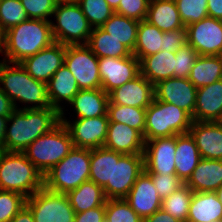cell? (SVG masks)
Wrapping results in <instances>:
<instances>
[{
  "label": "cell",
  "instance_id": "1",
  "mask_svg": "<svg viewBox=\"0 0 222 222\" xmlns=\"http://www.w3.org/2000/svg\"><path fill=\"white\" fill-rule=\"evenodd\" d=\"M4 151L23 152L33 141L51 131L61 122V112L55 108L15 109L8 116Z\"/></svg>",
  "mask_w": 222,
  "mask_h": 222
},
{
  "label": "cell",
  "instance_id": "2",
  "mask_svg": "<svg viewBox=\"0 0 222 222\" xmlns=\"http://www.w3.org/2000/svg\"><path fill=\"white\" fill-rule=\"evenodd\" d=\"M54 42L51 21L28 19L5 32L4 61L20 63Z\"/></svg>",
  "mask_w": 222,
  "mask_h": 222
},
{
  "label": "cell",
  "instance_id": "3",
  "mask_svg": "<svg viewBox=\"0 0 222 222\" xmlns=\"http://www.w3.org/2000/svg\"><path fill=\"white\" fill-rule=\"evenodd\" d=\"M0 62L1 89L12 101L15 109L16 101L34 104L22 109H46L52 108L47 96V84L34 79L29 75L20 63H14L12 67L7 61Z\"/></svg>",
  "mask_w": 222,
  "mask_h": 222
},
{
  "label": "cell",
  "instance_id": "4",
  "mask_svg": "<svg viewBox=\"0 0 222 222\" xmlns=\"http://www.w3.org/2000/svg\"><path fill=\"white\" fill-rule=\"evenodd\" d=\"M43 187V174L23 152L1 150L0 190L17 192L29 198Z\"/></svg>",
  "mask_w": 222,
  "mask_h": 222
},
{
  "label": "cell",
  "instance_id": "5",
  "mask_svg": "<svg viewBox=\"0 0 222 222\" xmlns=\"http://www.w3.org/2000/svg\"><path fill=\"white\" fill-rule=\"evenodd\" d=\"M91 149H73L44 175V187L67 194L89 180Z\"/></svg>",
  "mask_w": 222,
  "mask_h": 222
},
{
  "label": "cell",
  "instance_id": "6",
  "mask_svg": "<svg viewBox=\"0 0 222 222\" xmlns=\"http://www.w3.org/2000/svg\"><path fill=\"white\" fill-rule=\"evenodd\" d=\"M192 122L185 110L154 98L146 108L144 140L189 133Z\"/></svg>",
  "mask_w": 222,
  "mask_h": 222
},
{
  "label": "cell",
  "instance_id": "7",
  "mask_svg": "<svg viewBox=\"0 0 222 222\" xmlns=\"http://www.w3.org/2000/svg\"><path fill=\"white\" fill-rule=\"evenodd\" d=\"M73 147L68 129L60 122L51 131L33 141L23 153L44 176L66 157Z\"/></svg>",
  "mask_w": 222,
  "mask_h": 222
},
{
  "label": "cell",
  "instance_id": "8",
  "mask_svg": "<svg viewBox=\"0 0 222 222\" xmlns=\"http://www.w3.org/2000/svg\"><path fill=\"white\" fill-rule=\"evenodd\" d=\"M53 15L57 22L56 25L51 22L55 42L66 46L87 45L93 28L75 0L58 1Z\"/></svg>",
  "mask_w": 222,
  "mask_h": 222
},
{
  "label": "cell",
  "instance_id": "9",
  "mask_svg": "<svg viewBox=\"0 0 222 222\" xmlns=\"http://www.w3.org/2000/svg\"><path fill=\"white\" fill-rule=\"evenodd\" d=\"M26 205L34 222H74L75 211L66 194L43 187L26 199Z\"/></svg>",
  "mask_w": 222,
  "mask_h": 222
},
{
  "label": "cell",
  "instance_id": "10",
  "mask_svg": "<svg viewBox=\"0 0 222 222\" xmlns=\"http://www.w3.org/2000/svg\"><path fill=\"white\" fill-rule=\"evenodd\" d=\"M143 171V154H121L113 151L112 184L103 187L105 197L124 199Z\"/></svg>",
  "mask_w": 222,
  "mask_h": 222
},
{
  "label": "cell",
  "instance_id": "11",
  "mask_svg": "<svg viewBox=\"0 0 222 222\" xmlns=\"http://www.w3.org/2000/svg\"><path fill=\"white\" fill-rule=\"evenodd\" d=\"M64 65L75 77L80 90L101 88L99 58L87 45H67Z\"/></svg>",
  "mask_w": 222,
  "mask_h": 222
},
{
  "label": "cell",
  "instance_id": "12",
  "mask_svg": "<svg viewBox=\"0 0 222 222\" xmlns=\"http://www.w3.org/2000/svg\"><path fill=\"white\" fill-rule=\"evenodd\" d=\"M187 43L202 56H222V20L206 17L187 27Z\"/></svg>",
  "mask_w": 222,
  "mask_h": 222
},
{
  "label": "cell",
  "instance_id": "13",
  "mask_svg": "<svg viewBox=\"0 0 222 222\" xmlns=\"http://www.w3.org/2000/svg\"><path fill=\"white\" fill-rule=\"evenodd\" d=\"M61 122L68 129L74 147L86 149L103 147L108 131V115L78 118L73 124L61 116Z\"/></svg>",
  "mask_w": 222,
  "mask_h": 222
},
{
  "label": "cell",
  "instance_id": "14",
  "mask_svg": "<svg viewBox=\"0 0 222 222\" xmlns=\"http://www.w3.org/2000/svg\"><path fill=\"white\" fill-rule=\"evenodd\" d=\"M175 150L176 135L145 141L144 170L149 174H176Z\"/></svg>",
  "mask_w": 222,
  "mask_h": 222
},
{
  "label": "cell",
  "instance_id": "15",
  "mask_svg": "<svg viewBox=\"0 0 222 222\" xmlns=\"http://www.w3.org/2000/svg\"><path fill=\"white\" fill-rule=\"evenodd\" d=\"M99 74L101 89L109 94L140 74V61L133 54L123 58H99Z\"/></svg>",
  "mask_w": 222,
  "mask_h": 222
},
{
  "label": "cell",
  "instance_id": "16",
  "mask_svg": "<svg viewBox=\"0 0 222 222\" xmlns=\"http://www.w3.org/2000/svg\"><path fill=\"white\" fill-rule=\"evenodd\" d=\"M155 99L174 104L194 115L197 88L188 78H175L162 80L154 85Z\"/></svg>",
  "mask_w": 222,
  "mask_h": 222
},
{
  "label": "cell",
  "instance_id": "17",
  "mask_svg": "<svg viewBox=\"0 0 222 222\" xmlns=\"http://www.w3.org/2000/svg\"><path fill=\"white\" fill-rule=\"evenodd\" d=\"M65 52L66 45L54 42L20 64L34 79L47 84L54 73L64 65Z\"/></svg>",
  "mask_w": 222,
  "mask_h": 222
},
{
  "label": "cell",
  "instance_id": "18",
  "mask_svg": "<svg viewBox=\"0 0 222 222\" xmlns=\"http://www.w3.org/2000/svg\"><path fill=\"white\" fill-rule=\"evenodd\" d=\"M124 199L143 220L162 206V199L157 193L152 176L145 170L138 176Z\"/></svg>",
  "mask_w": 222,
  "mask_h": 222
},
{
  "label": "cell",
  "instance_id": "19",
  "mask_svg": "<svg viewBox=\"0 0 222 222\" xmlns=\"http://www.w3.org/2000/svg\"><path fill=\"white\" fill-rule=\"evenodd\" d=\"M155 98L154 85L141 73L109 93V104L147 108Z\"/></svg>",
  "mask_w": 222,
  "mask_h": 222
},
{
  "label": "cell",
  "instance_id": "20",
  "mask_svg": "<svg viewBox=\"0 0 222 222\" xmlns=\"http://www.w3.org/2000/svg\"><path fill=\"white\" fill-rule=\"evenodd\" d=\"M189 133L202 159L222 160V122L193 121Z\"/></svg>",
  "mask_w": 222,
  "mask_h": 222
},
{
  "label": "cell",
  "instance_id": "21",
  "mask_svg": "<svg viewBox=\"0 0 222 222\" xmlns=\"http://www.w3.org/2000/svg\"><path fill=\"white\" fill-rule=\"evenodd\" d=\"M144 145V137L138 130L123 123L109 122L103 147L121 154H143Z\"/></svg>",
  "mask_w": 222,
  "mask_h": 222
},
{
  "label": "cell",
  "instance_id": "22",
  "mask_svg": "<svg viewBox=\"0 0 222 222\" xmlns=\"http://www.w3.org/2000/svg\"><path fill=\"white\" fill-rule=\"evenodd\" d=\"M193 121L222 122V79L197 88Z\"/></svg>",
  "mask_w": 222,
  "mask_h": 222
},
{
  "label": "cell",
  "instance_id": "23",
  "mask_svg": "<svg viewBox=\"0 0 222 222\" xmlns=\"http://www.w3.org/2000/svg\"><path fill=\"white\" fill-rule=\"evenodd\" d=\"M185 184L193 192H216L222 186V160L201 159Z\"/></svg>",
  "mask_w": 222,
  "mask_h": 222
},
{
  "label": "cell",
  "instance_id": "24",
  "mask_svg": "<svg viewBox=\"0 0 222 222\" xmlns=\"http://www.w3.org/2000/svg\"><path fill=\"white\" fill-rule=\"evenodd\" d=\"M79 90L75 77L65 65H62L47 83L49 103L52 108L61 112L63 117L64 112L60 102L66 100L70 103Z\"/></svg>",
  "mask_w": 222,
  "mask_h": 222
},
{
  "label": "cell",
  "instance_id": "25",
  "mask_svg": "<svg viewBox=\"0 0 222 222\" xmlns=\"http://www.w3.org/2000/svg\"><path fill=\"white\" fill-rule=\"evenodd\" d=\"M222 220V201L217 192H193L186 222Z\"/></svg>",
  "mask_w": 222,
  "mask_h": 222
},
{
  "label": "cell",
  "instance_id": "26",
  "mask_svg": "<svg viewBox=\"0 0 222 222\" xmlns=\"http://www.w3.org/2000/svg\"><path fill=\"white\" fill-rule=\"evenodd\" d=\"M201 156L190 133L176 135L175 169L176 175L185 183L197 167Z\"/></svg>",
  "mask_w": 222,
  "mask_h": 222
},
{
  "label": "cell",
  "instance_id": "27",
  "mask_svg": "<svg viewBox=\"0 0 222 222\" xmlns=\"http://www.w3.org/2000/svg\"><path fill=\"white\" fill-rule=\"evenodd\" d=\"M174 52L159 51L140 60V73L153 85L174 77L176 64Z\"/></svg>",
  "mask_w": 222,
  "mask_h": 222
},
{
  "label": "cell",
  "instance_id": "28",
  "mask_svg": "<svg viewBox=\"0 0 222 222\" xmlns=\"http://www.w3.org/2000/svg\"><path fill=\"white\" fill-rule=\"evenodd\" d=\"M76 111L78 118H93L107 115L109 94L101 88L79 90L69 103Z\"/></svg>",
  "mask_w": 222,
  "mask_h": 222
},
{
  "label": "cell",
  "instance_id": "29",
  "mask_svg": "<svg viewBox=\"0 0 222 222\" xmlns=\"http://www.w3.org/2000/svg\"><path fill=\"white\" fill-rule=\"evenodd\" d=\"M145 20L163 32L185 27L174 0H150Z\"/></svg>",
  "mask_w": 222,
  "mask_h": 222
},
{
  "label": "cell",
  "instance_id": "30",
  "mask_svg": "<svg viewBox=\"0 0 222 222\" xmlns=\"http://www.w3.org/2000/svg\"><path fill=\"white\" fill-rule=\"evenodd\" d=\"M66 195L75 213L102 206L107 200L103 188L90 180L83 182L79 187L69 191Z\"/></svg>",
  "mask_w": 222,
  "mask_h": 222
},
{
  "label": "cell",
  "instance_id": "31",
  "mask_svg": "<svg viewBox=\"0 0 222 222\" xmlns=\"http://www.w3.org/2000/svg\"><path fill=\"white\" fill-rule=\"evenodd\" d=\"M222 79V56L199 55L190 71L188 80L201 88Z\"/></svg>",
  "mask_w": 222,
  "mask_h": 222
},
{
  "label": "cell",
  "instance_id": "32",
  "mask_svg": "<svg viewBox=\"0 0 222 222\" xmlns=\"http://www.w3.org/2000/svg\"><path fill=\"white\" fill-rule=\"evenodd\" d=\"M138 25V20L114 13L101 28L133 52L137 41Z\"/></svg>",
  "mask_w": 222,
  "mask_h": 222
},
{
  "label": "cell",
  "instance_id": "33",
  "mask_svg": "<svg viewBox=\"0 0 222 222\" xmlns=\"http://www.w3.org/2000/svg\"><path fill=\"white\" fill-rule=\"evenodd\" d=\"M87 46L98 58H123L132 55L127 47L110 36L101 27L92 29Z\"/></svg>",
  "mask_w": 222,
  "mask_h": 222
},
{
  "label": "cell",
  "instance_id": "34",
  "mask_svg": "<svg viewBox=\"0 0 222 222\" xmlns=\"http://www.w3.org/2000/svg\"><path fill=\"white\" fill-rule=\"evenodd\" d=\"M163 31L149 24L146 20L139 21L137 41L132 54L140 61L143 57L163 51Z\"/></svg>",
  "mask_w": 222,
  "mask_h": 222
},
{
  "label": "cell",
  "instance_id": "35",
  "mask_svg": "<svg viewBox=\"0 0 222 222\" xmlns=\"http://www.w3.org/2000/svg\"><path fill=\"white\" fill-rule=\"evenodd\" d=\"M113 150L105 147L91 149L89 180L100 187L112 184Z\"/></svg>",
  "mask_w": 222,
  "mask_h": 222
},
{
  "label": "cell",
  "instance_id": "36",
  "mask_svg": "<svg viewBox=\"0 0 222 222\" xmlns=\"http://www.w3.org/2000/svg\"><path fill=\"white\" fill-rule=\"evenodd\" d=\"M109 122H119L138 130L144 137L146 108L108 104Z\"/></svg>",
  "mask_w": 222,
  "mask_h": 222
},
{
  "label": "cell",
  "instance_id": "37",
  "mask_svg": "<svg viewBox=\"0 0 222 222\" xmlns=\"http://www.w3.org/2000/svg\"><path fill=\"white\" fill-rule=\"evenodd\" d=\"M193 191L184 183L162 200L161 208L181 222H186Z\"/></svg>",
  "mask_w": 222,
  "mask_h": 222
},
{
  "label": "cell",
  "instance_id": "38",
  "mask_svg": "<svg viewBox=\"0 0 222 222\" xmlns=\"http://www.w3.org/2000/svg\"><path fill=\"white\" fill-rule=\"evenodd\" d=\"M81 7L91 27H101L115 11L105 0H75Z\"/></svg>",
  "mask_w": 222,
  "mask_h": 222
},
{
  "label": "cell",
  "instance_id": "39",
  "mask_svg": "<svg viewBox=\"0 0 222 222\" xmlns=\"http://www.w3.org/2000/svg\"><path fill=\"white\" fill-rule=\"evenodd\" d=\"M185 27L208 17V0H174Z\"/></svg>",
  "mask_w": 222,
  "mask_h": 222
},
{
  "label": "cell",
  "instance_id": "40",
  "mask_svg": "<svg viewBox=\"0 0 222 222\" xmlns=\"http://www.w3.org/2000/svg\"><path fill=\"white\" fill-rule=\"evenodd\" d=\"M28 19L21 0H0V25L5 32Z\"/></svg>",
  "mask_w": 222,
  "mask_h": 222
},
{
  "label": "cell",
  "instance_id": "41",
  "mask_svg": "<svg viewBox=\"0 0 222 222\" xmlns=\"http://www.w3.org/2000/svg\"><path fill=\"white\" fill-rule=\"evenodd\" d=\"M105 219L109 222H143V219L129 206L125 199H107Z\"/></svg>",
  "mask_w": 222,
  "mask_h": 222
},
{
  "label": "cell",
  "instance_id": "42",
  "mask_svg": "<svg viewBox=\"0 0 222 222\" xmlns=\"http://www.w3.org/2000/svg\"><path fill=\"white\" fill-rule=\"evenodd\" d=\"M26 199L20 193L0 190V222H10L26 204Z\"/></svg>",
  "mask_w": 222,
  "mask_h": 222
},
{
  "label": "cell",
  "instance_id": "43",
  "mask_svg": "<svg viewBox=\"0 0 222 222\" xmlns=\"http://www.w3.org/2000/svg\"><path fill=\"white\" fill-rule=\"evenodd\" d=\"M175 78H188L190 71L199 56L196 50L188 43L180 47L176 52Z\"/></svg>",
  "mask_w": 222,
  "mask_h": 222
},
{
  "label": "cell",
  "instance_id": "44",
  "mask_svg": "<svg viewBox=\"0 0 222 222\" xmlns=\"http://www.w3.org/2000/svg\"><path fill=\"white\" fill-rule=\"evenodd\" d=\"M59 0H21L26 14L29 19L48 20V16H52L55 11L56 4Z\"/></svg>",
  "mask_w": 222,
  "mask_h": 222
},
{
  "label": "cell",
  "instance_id": "45",
  "mask_svg": "<svg viewBox=\"0 0 222 222\" xmlns=\"http://www.w3.org/2000/svg\"><path fill=\"white\" fill-rule=\"evenodd\" d=\"M150 0H121L115 13L138 21L146 19Z\"/></svg>",
  "mask_w": 222,
  "mask_h": 222
},
{
  "label": "cell",
  "instance_id": "46",
  "mask_svg": "<svg viewBox=\"0 0 222 222\" xmlns=\"http://www.w3.org/2000/svg\"><path fill=\"white\" fill-rule=\"evenodd\" d=\"M151 176L157 193L162 200L184 184L176 174H151Z\"/></svg>",
  "mask_w": 222,
  "mask_h": 222
},
{
  "label": "cell",
  "instance_id": "47",
  "mask_svg": "<svg viewBox=\"0 0 222 222\" xmlns=\"http://www.w3.org/2000/svg\"><path fill=\"white\" fill-rule=\"evenodd\" d=\"M163 51L176 52L187 43V28H179L168 32H163Z\"/></svg>",
  "mask_w": 222,
  "mask_h": 222
},
{
  "label": "cell",
  "instance_id": "48",
  "mask_svg": "<svg viewBox=\"0 0 222 222\" xmlns=\"http://www.w3.org/2000/svg\"><path fill=\"white\" fill-rule=\"evenodd\" d=\"M105 204L84 212L75 213L74 222H104Z\"/></svg>",
  "mask_w": 222,
  "mask_h": 222
},
{
  "label": "cell",
  "instance_id": "49",
  "mask_svg": "<svg viewBox=\"0 0 222 222\" xmlns=\"http://www.w3.org/2000/svg\"><path fill=\"white\" fill-rule=\"evenodd\" d=\"M143 222H181L178 219L165 212L162 208L157 210L153 215L145 218Z\"/></svg>",
  "mask_w": 222,
  "mask_h": 222
},
{
  "label": "cell",
  "instance_id": "50",
  "mask_svg": "<svg viewBox=\"0 0 222 222\" xmlns=\"http://www.w3.org/2000/svg\"><path fill=\"white\" fill-rule=\"evenodd\" d=\"M15 107L9 97L3 92L0 86V116H9Z\"/></svg>",
  "mask_w": 222,
  "mask_h": 222
},
{
  "label": "cell",
  "instance_id": "51",
  "mask_svg": "<svg viewBox=\"0 0 222 222\" xmlns=\"http://www.w3.org/2000/svg\"><path fill=\"white\" fill-rule=\"evenodd\" d=\"M208 16L222 20V0H208Z\"/></svg>",
  "mask_w": 222,
  "mask_h": 222
},
{
  "label": "cell",
  "instance_id": "52",
  "mask_svg": "<svg viewBox=\"0 0 222 222\" xmlns=\"http://www.w3.org/2000/svg\"><path fill=\"white\" fill-rule=\"evenodd\" d=\"M10 222H34L32 211L25 204Z\"/></svg>",
  "mask_w": 222,
  "mask_h": 222
},
{
  "label": "cell",
  "instance_id": "53",
  "mask_svg": "<svg viewBox=\"0 0 222 222\" xmlns=\"http://www.w3.org/2000/svg\"><path fill=\"white\" fill-rule=\"evenodd\" d=\"M8 116H0V150L4 151L5 130L7 127Z\"/></svg>",
  "mask_w": 222,
  "mask_h": 222
},
{
  "label": "cell",
  "instance_id": "54",
  "mask_svg": "<svg viewBox=\"0 0 222 222\" xmlns=\"http://www.w3.org/2000/svg\"><path fill=\"white\" fill-rule=\"evenodd\" d=\"M5 45V31L3 30L2 26L0 25V53L3 52Z\"/></svg>",
  "mask_w": 222,
  "mask_h": 222
},
{
  "label": "cell",
  "instance_id": "55",
  "mask_svg": "<svg viewBox=\"0 0 222 222\" xmlns=\"http://www.w3.org/2000/svg\"><path fill=\"white\" fill-rule=\"evenodd\" d=\"M105 1L109 4V6L113 10H115L119 6V3H120L121 0H105Z\"/></svg>",
  "mask_w": 222,
  "mask_h": 222
},
{
  "label": "cell",
  "instance_id": "56",
  "mask_svg": "<svg viewBox=\"0 0 222 222\" xmlns=\"http://www.w3.org/2000/svg\"><path fill=\"white\" fill-rule=\"evenodd\" d=\"M219 199L222 201V186L216 191Z\"/></svg>",
  "mask_w": 222,
  "mask_h": 222
}]
</instances>
